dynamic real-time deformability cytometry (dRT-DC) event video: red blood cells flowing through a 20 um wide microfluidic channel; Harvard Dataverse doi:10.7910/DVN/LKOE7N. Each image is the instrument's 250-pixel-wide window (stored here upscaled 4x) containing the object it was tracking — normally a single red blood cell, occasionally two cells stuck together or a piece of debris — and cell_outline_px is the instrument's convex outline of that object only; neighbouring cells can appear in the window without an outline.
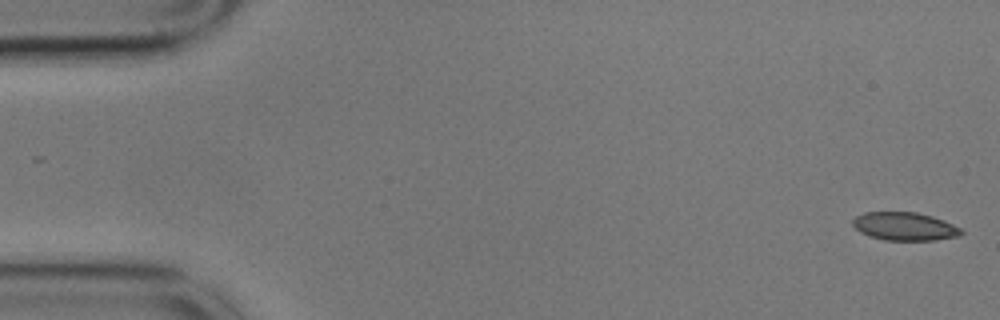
{"species": "common noctule bat (a hibernating species)", "species_latin": "Nyctalus noctula", "temperature_condition": "cold", "stored_images_in_passage": 56, "camera_frame_rate_fps": 3000, "um_per_image_px": 0.085, "animal": {"sex": "male", "body_mass_g": 17.9}, "frame": {"image": 1, "passage_image": 1, "time_ms": 0.0, "image_size_px": [1000, 320], "cell_outline_px": [[964, 232], [960, 236], [936, 240], [884, 240], [868, 236], [860, 232], [852, 224], [852, 220], [856, 216], [864, 212], [916, 212], [932, 216], [944, 220], [960, 228]], "centroid_in_image_um": [76.89, 19.24], "position_along_channel_um": 8.1, "area_um2": 17.92}}
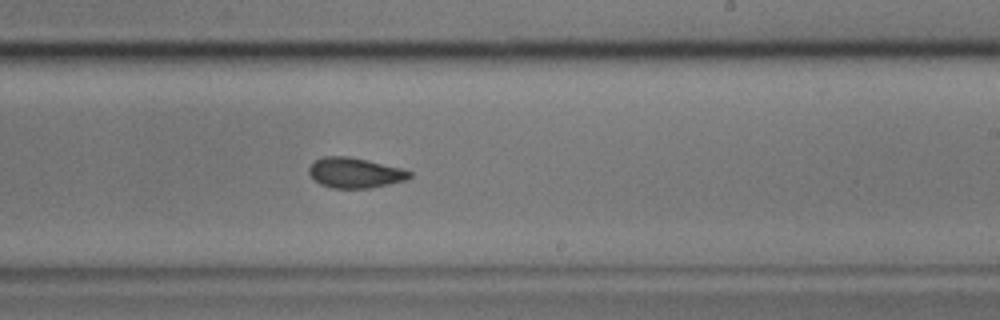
{"frame": {"image": 2, "passage_image": 33, "time_ms": 10.667, "image_size_px": [1000, 320], "cell_outline_px": [[412, 176], [408, 180], [372, 188], [332, 188], [320, 184], [308, 172], [308, 168], [316, 160], [324, 156], [348, 156], [368, 160], [404, 168], [412, 172]], "centroid_in_image_um": [30.23, 14.69], "position_along_channel_um": 258.8, "area_um2": 17.92}}
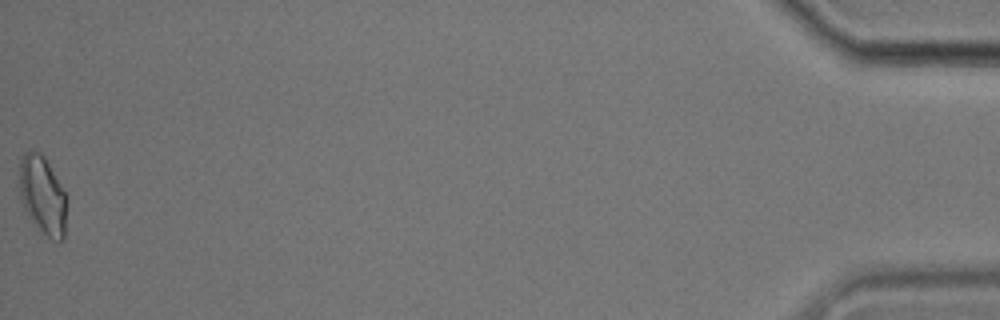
{"frame": {"image": 3, "passage_image": 56, "time_ms": 18.333, "image_size_px": [1000, 320], "cell_outline_px": [[68, 204], [64, 240], [60, 244], [52, 240], [28, 216], [20, 200], [20, 160], [24, 152], [32, 148], [40, 152], [44, 156], [68, 196]], "centroid_in_image_um": [3.67, 16.6], "position_along_channel_um": 431.5, "area_um2": 22.14}, "authors_computed_cell_mechanics": {"area_um2": 18.2937, "velocity_mm_per_s": 3.5408, "shape_relaxation_time_tau1_ms": 8.7882, "shape_relaxation_time_tau2_ms": 1.4651, "deformation_change_tau1": 0.1468, "deformation_change_tau2": 0.0481}}